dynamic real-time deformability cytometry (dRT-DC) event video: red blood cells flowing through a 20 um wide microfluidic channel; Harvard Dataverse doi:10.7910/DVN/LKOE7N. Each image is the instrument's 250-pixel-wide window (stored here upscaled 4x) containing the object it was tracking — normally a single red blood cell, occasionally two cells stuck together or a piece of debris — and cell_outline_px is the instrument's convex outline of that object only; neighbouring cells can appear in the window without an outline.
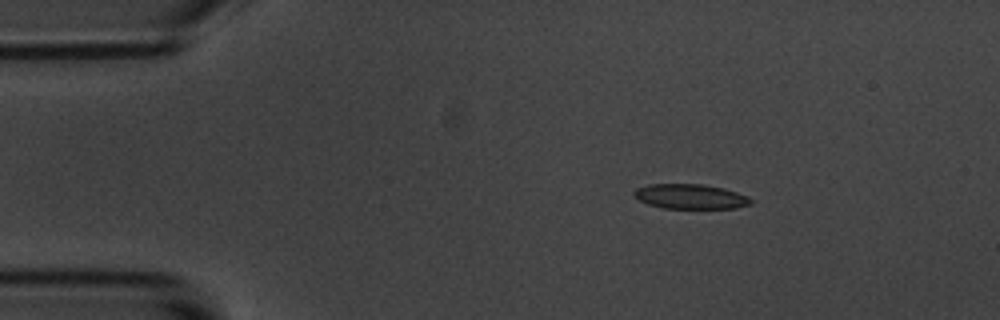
{"species": "common noctule bat (a hibernating species)", "species_latin": "Nyctalus noctula", "temperature_condition": "room temperature", "stored_images_in_passage": 3, "camera_frame_rate_fps": 3000, "um_per_image_px": 0.085, "animal": {"sex": "male", "body_mass_g": 20.1, "forearm_length_mm": 53.5}, "frame": {"image": 1, "passage_image": 1, "time_ms": 0.0, "image_size_px": [1000, 320], "cell_outline_px": [[752, 204], [736, 208], [664, 208], [648, 204], [640, 200], [632, 192], [636, 188], [648, 184], [704, 184], [724, 188], [748, 196], [752, 200]], "centroid_in_image_um": [58.7, 16.7], "position_along_channel_um": 26.3, "area_um2": 16.88}}